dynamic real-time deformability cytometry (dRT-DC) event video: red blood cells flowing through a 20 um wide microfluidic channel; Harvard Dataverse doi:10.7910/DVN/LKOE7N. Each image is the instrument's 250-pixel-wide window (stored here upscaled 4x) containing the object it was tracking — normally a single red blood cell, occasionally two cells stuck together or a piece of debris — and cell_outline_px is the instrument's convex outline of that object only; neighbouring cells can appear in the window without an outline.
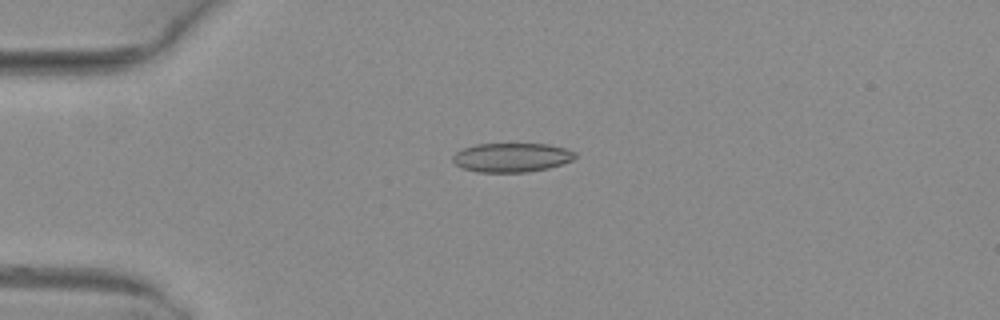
{"species": "common noctule bat (a hibernating species)", "species_latin": "Nyctalus noctula", "temperature_condition": "warm", "stored_images_in_passage": 3, "camera_frame_rate_fps": 3000, "um_per_image_px": 0.085, "animal": {"sex": "female", "body_mass_g": 29.2, "forearm_length_mm": 56.3}, "frame": {"image": 1, "passage_image": 2, "time_ms": 0.333, "image_size_px": [1000, 320], "cell_outline_px": [[576, 156], [572, 160], [548, 168], [528, 172], [476, 172], [464, 168], [456, 164], [452, 160], [452, 156], [456, 152], [464, 148], [476, 144], [548, 144], [564, 148], [576, 152]], "centroid_in_image_um": [43.48, 13.38], "position_along_channel_um": 41.5, "area_um2": 20.63}}